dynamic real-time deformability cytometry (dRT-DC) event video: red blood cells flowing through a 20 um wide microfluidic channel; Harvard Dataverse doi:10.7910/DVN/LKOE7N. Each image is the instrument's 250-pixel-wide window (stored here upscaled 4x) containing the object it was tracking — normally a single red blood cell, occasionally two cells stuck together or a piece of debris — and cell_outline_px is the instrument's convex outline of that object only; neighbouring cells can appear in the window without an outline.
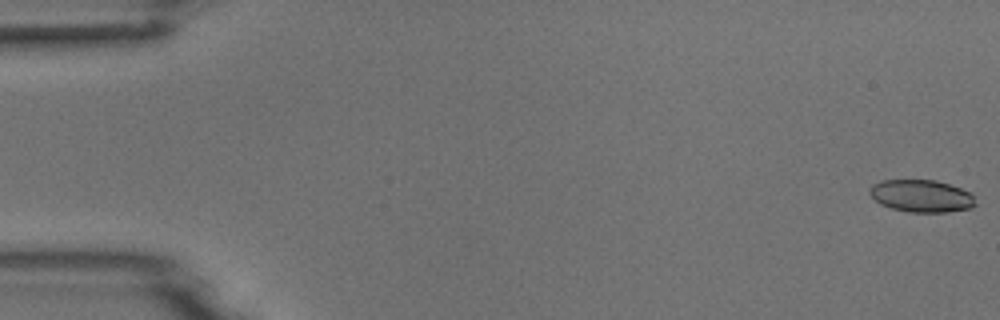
{"species": "common noctule bat (a hibernating species)", "species_latin": "Nyctalus noctula", "temperature_condition": "room temperature", "stored_images_in_passage": 5, "camera_frame_rate_fps": 3000, "um_per_image_px": 0.085, "animal": {"sex": "male", "body_mass_g": 18.8}, "frame": {"image": 1, "passage_image": 1, "time_ms": 0.0, "image_size_px": [1000, 320], "cell_outline_px": [[976, 204], [972, 208], [948, 212], [908, 212], [892, 208], [880, 204], [868, 192], [868, 188], [872, 184], [880, 180], [936, 180], [972, 192]], "centroid_in_image_um": [78.32, 16.65], "position_along_channel_um": 6.7, "area_um2": 20.11}}
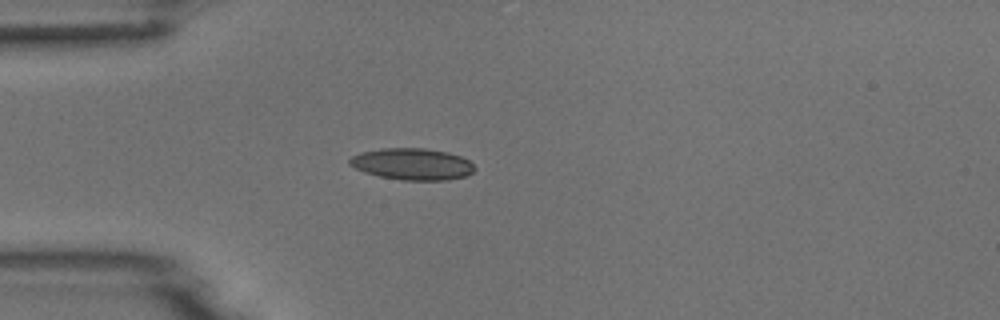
{"frame": {"image": 2, "passage_image": 5, "time_ms": 4.667, "image_size_px": [1000, 320], "cell_outline_px": [[476, 168], [468, 176], [448, 180], [400, 180], [380, 176], [364, 172], [348, 164], [348, 160], [352, 156], [360, 152], [380, 148], [424, 148], [448, 152], [460, 156], [468, 160]], "centroid_in_image_um": [35.04, 13.94], "position_along_channel_um": 50.0, "area_um2": 23.18}}